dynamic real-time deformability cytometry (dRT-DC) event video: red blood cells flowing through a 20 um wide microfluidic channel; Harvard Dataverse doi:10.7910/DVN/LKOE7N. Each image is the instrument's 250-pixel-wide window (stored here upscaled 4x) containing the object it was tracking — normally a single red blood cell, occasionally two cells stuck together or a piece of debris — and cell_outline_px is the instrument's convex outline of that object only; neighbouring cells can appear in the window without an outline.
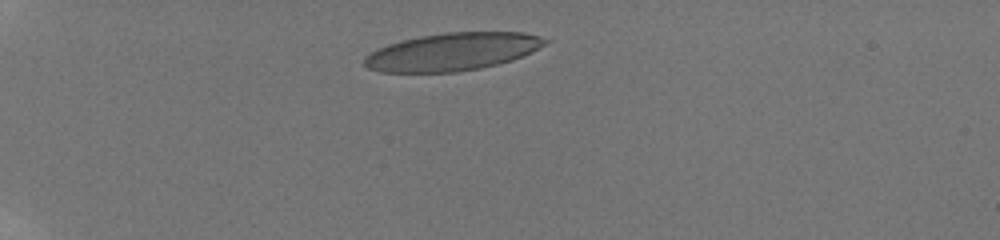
{"species": "human", "species_latin": "Homo sapiens", "temperature_condition": "room temperature", "stored_images_in_passage": 18, "camera_frame_rate_fps": 3000, "um_per_image_px": 0.085, "donor": {"sex": "male"}, "frame": {"image": 1, "passage_image": 2, "time_ms": 1.333, "image_size_px": [1000, 240], "cell_outline_px": [[552, 40], [548, 44], [532, 52], [512, 60], [480, 68], [456, 72], [380, 72], [368, 68], [364, 64], [364, 56], [388, 44], [400, 40], [420, 36], [444, 32], [524, 32], [540, 36]], "centroid_in_image_um": [38.5, 4.39], "position_along_channel_um": 46.5, "area_um2": 39.88}}
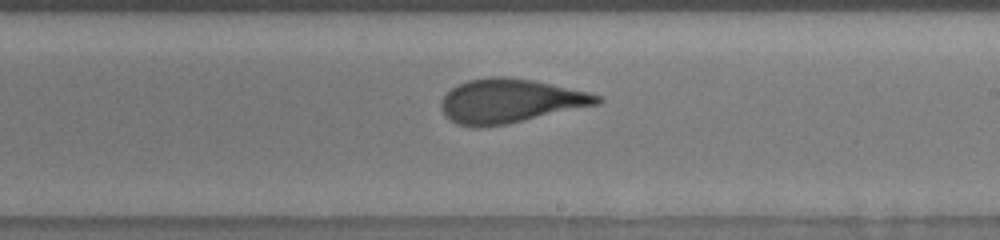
{"frame": {"image": 2, "passage_image": 12, "time_ms": 8.0, "image_size_px": [1000, 240], "cell_outline_px": [[604, 100], [600, 104], [508, 124], [480, 128], [472, 128], [456, 124], [448, 120], [444, 116], [440, 108], [440, 100], [452, 88], [468, 80], [488, 76], [508, 76], [532, 80], [552, 84], [588, 92], [600, 96]], "centroid_in_image_um": [43.32, 8.6], "position_along_channel_um": 245.7, "area_um2": 40.52}}
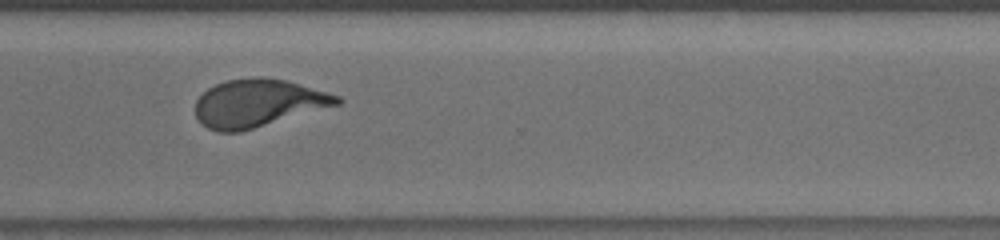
{"frame": {"image": 3, "passage_image": 15, "time_ms": 10.667, "image_size_px": [1000, 240], "cell_outline_px": [[344, 100], [340, 104], [240, 132], [216, 132], [200, 124], [196, 116], [196, 100], [208, 88], [224, 80], [252, 76], [264, 76], [288, 80], [328, 92], [340, 96]], "centroid_in_image_um": [21.93, 8.75], "position_along_channel_um": 348.7, "area_um2": 39.77}, "authors_computed_cell_mechanics": {"area_um2": 40.171, "velocity_mm_per_s": 3.8636, "shape_relaxation_time_tau1_ms": 4.558, "shape_relaxation_time_tau2_ms": 0.1003, "deformation_change_tau1": 0.1991, "deformation_change_tau2": 0.0578}}